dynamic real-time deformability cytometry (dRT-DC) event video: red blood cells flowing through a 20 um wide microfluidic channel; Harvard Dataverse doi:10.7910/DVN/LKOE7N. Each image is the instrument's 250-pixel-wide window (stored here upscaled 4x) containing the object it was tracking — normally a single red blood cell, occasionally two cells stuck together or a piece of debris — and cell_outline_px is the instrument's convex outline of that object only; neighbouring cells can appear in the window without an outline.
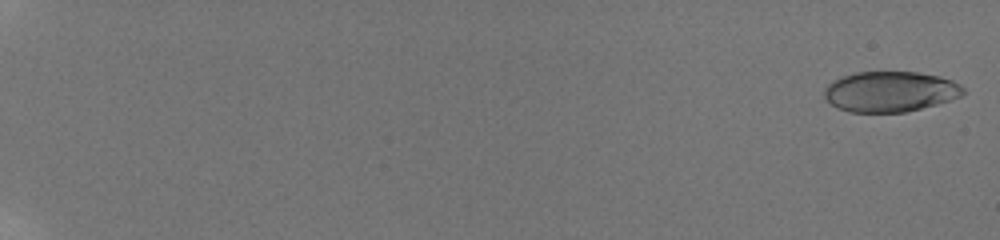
{"species": "human", "species_latin": "Homo sapiens", "temperature_condition": "room temperature", "stored_images_in_passage": 40, "camera_frame_rate_fps": 3000, "um_per_image_px": 0.085, "donor": {"sex": "male"}, "frame": {"image": 1, "passage_image": 2, "time_ms": 0.333, "image_size_px": [1000, 240], "cell_outline_px": [[964, 92], [960, 96], [936, 104], [904, 112], [848, 112], [836, 108], [824, 96], [824, 92], [828, 84], [840, 76], [856, 72], [916, 72], [940, 76], [952, 80], [960, 84], [964, 88]], "centroid_in_image_um": [75.64, 7.78], "position_along_channel_um": 9.4, "area_um2": 32.66}}